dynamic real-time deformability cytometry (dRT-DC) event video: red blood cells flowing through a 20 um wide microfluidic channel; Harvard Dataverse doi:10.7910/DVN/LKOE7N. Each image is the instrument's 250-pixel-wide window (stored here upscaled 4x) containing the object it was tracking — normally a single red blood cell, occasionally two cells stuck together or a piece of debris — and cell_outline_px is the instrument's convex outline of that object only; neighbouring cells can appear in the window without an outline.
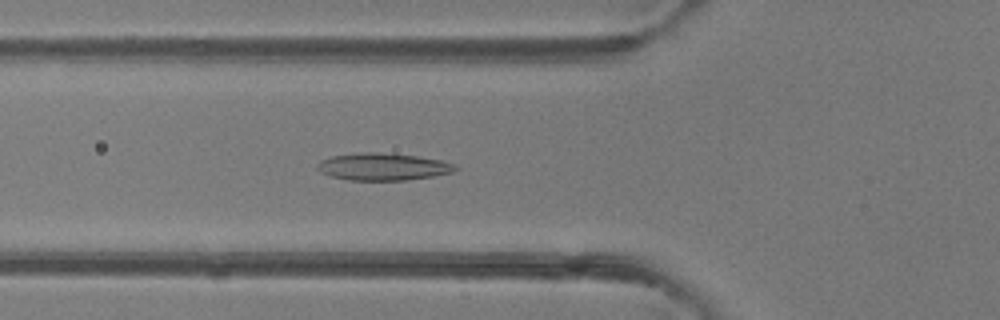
{"species": "common noctule bat (a hibernating species)", "species_latin": "Nyctalus noctula", "temperature_condition": "room temperature", "stored_images_in_passage": 49, "camera_frame_rate_fps": 3000, "um_per_image_px": 0.085, "animal": {"sex": "female"}, "frame": {"image": 1, "passage_image": 18, "time_ms": 5.667, "image_size_px": [1000, 320], "cell_outline_px": [[460, 168], [452, 172], [432, 176], [408, 180], [348, 180], [332, 176], [320, 172], [316, 168], [316, 164], [320, 160], [332, 156], [360, 152], [376, 152], [416, 156], [440, 160], [456, 164]], "centroid_in_image_um": [32.54, 14.17], "position_along_channel_um": 93.3, "area_um2": 21.91}}
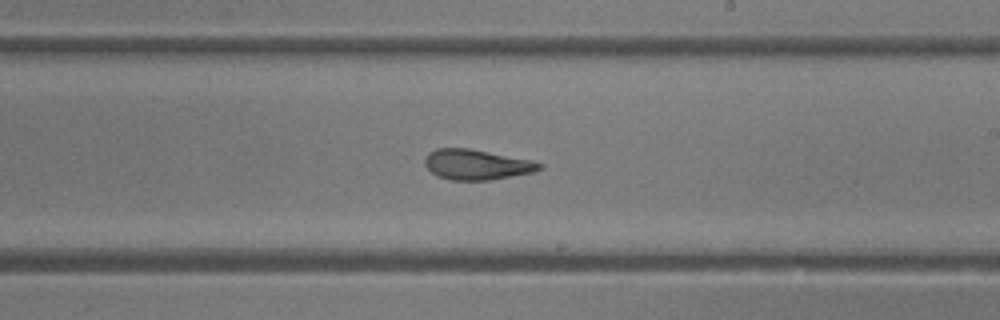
{"frame": {"image": 2, "passage_image": 29, "time_ms": 9.333, "image_size_px": [1000, 320], "cell_outline_px": [[544, 168], [532, 172], [488, 180], [452, 180], [436, 176], [424, 164], [424, 160], [428, 152], [436, 148], [468, 148], [532, 160], [544, 164]], "centroid_in_image_um": [40.5, 13.98], "position_along_channel_um": 248.5, "area_um2": 20.17}}
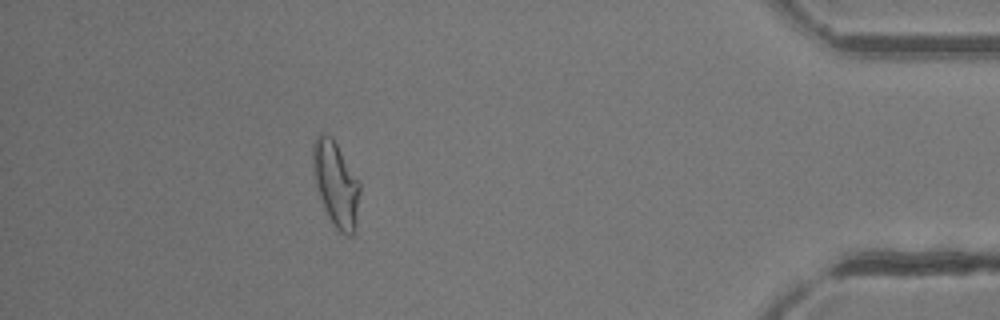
{"frame": {"image": 3, "passage_image": 44, "time_ms": 14.333, "image_size_px": [1000, 320], "cell_outline_px": [[360, 192], [356, 232], [352, 236], [348, 236], [340, 232], [332, 224], [324, 208], [316, 184], [312, 160], [312, 144], [316, 136], [320, 132], [332, 136], [360, 180]], "centroid_in_image_um": [28.58, 15.63], "position_along_channel_um": 406.6, "area_um2": 23.7}, "authors_computed_cell_mechanics": {"area_um2": 22.1374, "velocity_mm_per_s": 4.2236, "shape_relaxation_time_tau1_ms": 6.5205, "shape_relaxation_time_tau2_ms": 1.796, "deformation_change_tau1": 0.1878, "deformation_change_tau2": 0.0993}}